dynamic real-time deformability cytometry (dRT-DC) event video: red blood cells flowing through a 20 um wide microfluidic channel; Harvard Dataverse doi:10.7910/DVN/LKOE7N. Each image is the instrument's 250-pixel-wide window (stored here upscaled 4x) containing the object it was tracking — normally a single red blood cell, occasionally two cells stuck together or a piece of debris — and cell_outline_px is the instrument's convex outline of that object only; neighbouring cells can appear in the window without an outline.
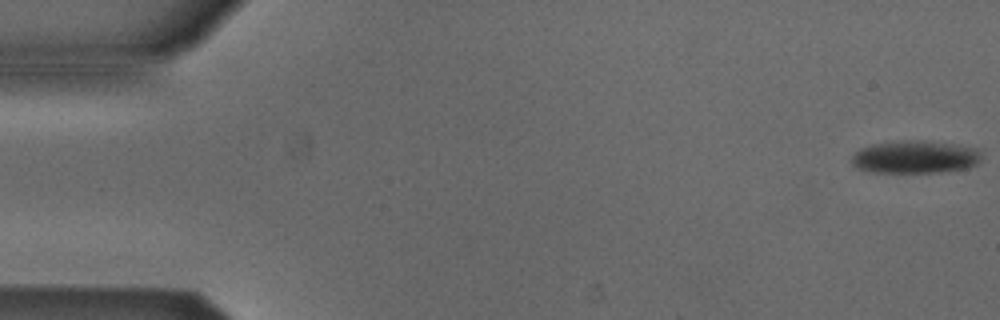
{"species": "Egyptian fruit bat (a non-hibernating species)", "species_latin": "Rousettus aegyptiacus", "temperature_condition": "cold", "stored_images_in_passage": 53, "camera_frame_rate_fps": 3000, "um_per_image_px": 0.085, "animal": {"sex": "male"}, "frame": {"image": 1, "passage_image": 1, "time_ms": 0.0, "image_size_px": [1000, 320], "cell_outline_px": [[980, 160], [976, 164], [964, 168], [940, 172], [872, 172], [860, 168], [852, 164], [852, 156], [856, 152], [872, 144], [944, 144], [976, 148], [980, 156]], "centroid_in_image_um": [77.77, 13.42], "position_along_channel_um": 7.2, "area_um2": 22.77}}
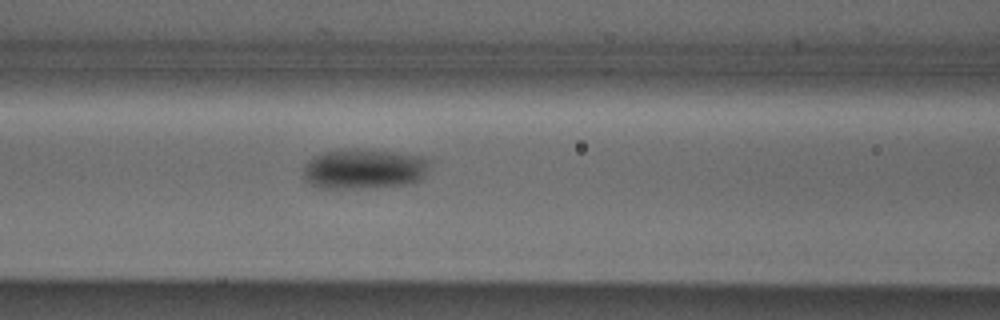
{"frame": {"image": 2, "passage_image": 22, "time_ms": 7.0, "image_size_px": [1000, 320], "cell_outline_px": [[428, 164], [424, 176], [420, 180], [404, 184], [352, 188], [320, 188], [304, 180], [304, 164], [312, 156], [320, 152], [340, 148], [356, 148], [396, 152], [420, 156]], "centroid_in_image_um": [30.84, 14.32], "position_along_channel_um": 135.8, "area_um2": 29.48}}
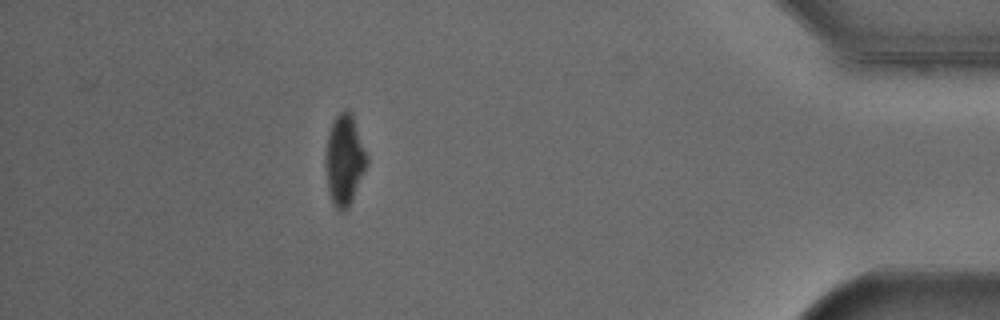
{"frame": {"image": 3, "passage_image": 47, "time_ms": 15.333, "image_size_px": [1000, 320], "cell_outline_px": [[368, 164], [352, 200], [348, 208], [344, 212], [340, 212], [332, 204], [328, 188], [324, 164], [324, 160], [328, 136], [332, 124], [336, 116], [340, 112], [348, 108], [352, 112], [368, 156]], "centroid_in_image_um": [29.28, 13.6], "position_along_channel_um": 405.9, "area_um2": 22.08}, "authors_computed_cell_mechanics": {"area_um2": 25.9522, "velocity_mm_per_s": 3.8691, "shape_relaxation_time_tau1_ms": 3.0601, "shape_relaxation_time_tau2_ms": null, "deformation_change_tau1": 0.0979, "deformation_change_tau2": null}}